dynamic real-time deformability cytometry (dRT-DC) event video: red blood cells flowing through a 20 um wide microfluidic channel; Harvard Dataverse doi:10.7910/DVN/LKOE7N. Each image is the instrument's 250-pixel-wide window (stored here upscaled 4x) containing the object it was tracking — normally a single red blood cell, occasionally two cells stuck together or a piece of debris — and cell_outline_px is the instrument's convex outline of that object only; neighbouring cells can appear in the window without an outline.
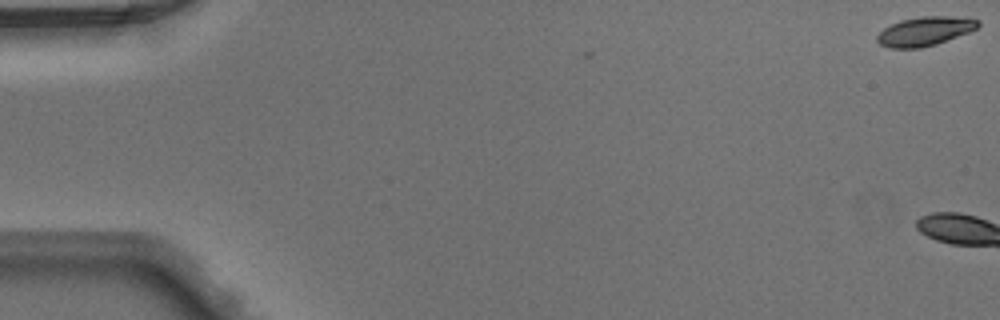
{"species": "Egyptian fruit bat (a non-hibernating species)", "species_latin": "Rousettus aegyptiacus", "temperature_condition": "warm", "stored_images_in_passage": 3, "camera_frame_rate_fps": 3000, "um_per_image_px": 0.085, "animal": {"sex": "male"}, "frame": {"image": 1, "passage_image": 1, "time_ms": 0.0, "image_size_px": [1000, 320], "cell_outline_px": [[980, 24], [976, 28], [968, 32], [936, 44], [920, 48], [888, 48], [880, 44], [876, 40], [876, 36], [884, 28], [900, 20], [920, 16], [948, 16], [980, 20]], "centroid_in_image_um": [78.57, 2.66], "position_along_channel_um": 6.4, "area_um2": 16.94}}